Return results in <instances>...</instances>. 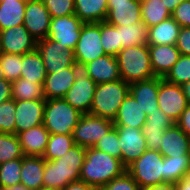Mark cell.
Returning <instances> with one entry per match:
<instances>
[{"label": "cell", "instance_id": "1", "mask_svg": "<svg viewBox=\"0 0 190 190\" xmlns=\"http://www.w3.org/2000/svg\"><path fill=\"white\" fill-rule=\"evenodd\" d=\"M85 157L86 148L75 144L63 157L45 160L43 188L62 190L69 183L80 180Z\"/></svg>", "mask_w": 190, "mask_h": 190}, {"label": "cell", "instance_id": "2", "mask_svg": "<svg viewBox=\"0 0 190 190\" xmlns=\"http://www.w3.org/2000/svg\"><path fill=\"white\" fill-rule=\"evenodd\" d=\"M126 170L127 168L120 159L94 147H89L86 148V157L81 168L80 180L98 189L121 176Z\"/></svg>", "mask_w": 190, "mask_h": 190}, {"label": "cell", "instance_id": "3", "mask_svg": "<svg viewBox=\"0 0 190 190\" xmlns=\"http://www.w3.org/2000/svg\"><path fill=\"white\" fill-rule=\"evenodd\" d=\"M121 79L131 84L154 78L149 45H137L122 49L116 56Z\"/></svg>", "mask_w": 190, "mask_h": 190}, {"label": "cell", "instance_id": "4", "mask_svg": "<svg viewBox=\"0 0 190 190\" xmlns=\"http://www.w3.org/2000/svg\"><path fill=\"white\" fill-rule=\"evenodd\" d=\"M128 94L129 84L122 79L97 84L89 114L113 121Z\"/></svg>", "mask_w": 190, "mask_h": 190}, {"label": "cell", "instance_id": "5", "mask_svg": "<svg viewBox=\"0 0 190 190\" xmlns=\"http://www.w3.org/2000/svg\"><path fill=\"white\" fill-rule=\"evenodd\" d=\"M81 115L63 98L46 99L43 125L50 134H72Z\"/></svg>", "mask_w": 190, "mask_h": 190}, {"label": "cell", "instance_id": "6", "mask_svg": "<svg viewBox=\"0 0 190 190\" xmlns=\"http://www.w3.org/2000/svg\"><path fill=\"white\" fill-rule=\"evenodd\" d=\"M163 161L164 157L158 150L147 149L126 171L141 189L164 184Z\"/></svg>", "mask_w": 190, "mask_h": 190}, {"label": "cell", "instance_id": "7", "mask_svg": "<svg viewBox=\"0 0 190 190\" xmlns=\"http://www.w3.org/2000/svg\"><path fill=\"white\" fill-rule=\"evenodd\" d=\"M114 127L113 121L109 119L82 114L72 133L74 143L85 148L93 147Z\"/></svg>", "mask_w": 190, "mask_h": 190}, {"label": "cell", "instance_id": "8", "mask_svg": "<svg viewBox=\"0 0 190 190\" xmlns=\"http://www.w3.org/2000/svg\"><path fill=\"white\" fill-rule=\"evenodd\" d=\"M104 55L106 54L101 44V22L84 23L74 50L76 64L82 68L86 63Z\"/></svg>", "mask_w": 190, "mask_h": 190}, {"label": "cell", "instance_id": "9", "mask_svg": "<svg viewBox=\"0 0 190 190\" xmlns=\"http://www.w3.org/2000/svg\"><path fill=\"white\" fill-rule=\"evenodd\" d=\"M84 22L75 14L51 18L48 38L65 49L75 50Z\"/></svg>", "mask_w": 190, "mask_h": 190}, {"label": "cell", "instance_id": "10", "mask_svg": "<svg viewBox=\"0 0 190 190\" xmlns=\"http://www.w3.org/2000/svg\"><path fill=\"white\" fill-rule=\"evenodd\" d=\"M36 49L43 59L46 73H54L76 64L74 51L65 49L48 37L37 41Z\"/></svg>", "mask_w": 190, "mask_h": 190}, {"label": "cell", "instance_id": "11", "mask_svg": "<svg viewBox=\"0 0 190 190\" xmlns=\"http://www.w3.org/2000/svg\"><path fill=\"white\" fill-rule=\"evenodd\" d=\"M188 104L182 85L169 83L161 77L158 92L159 109L176 123Z\"/></svg>", "mask_w": 190, "mask_h": 190}, {"label": "cell", "instance_id": "12", "mask_svg": "<svg viewBox=\"0 0 190 190\" xmlns=\"http://www.w3.org/2000/svg\"><path fill=\"white\" fill-rule=\"evenodd\" d=\"M121 146V162L127 168L147 150L141 129L132 126H115Z\"/></svg>", "mask_w": 190, "mask_h": 190}, {"label": "cell", "instance_id": "13", "mask_svg": "<svg viewBox=\"0 0 190 190\" xmlns=\"http://www.w3.org/2000/svg\"><path fill=\"white\" fill-rule=\"evenodd\" d=\"M96 85L84 70L80 69L74 84L67 91L63 99L82 114H89Z\"/></svg>", "mask_w": 190, "mask_h": 190}, {"label": "cell", "instance_id": "14", "mask_svg": "<svg viewBox=\"0 0 190 190\" xmlns=\"http://www.w3.org/2000/svg\"><path fill=\"white\" fill-rule=\"evenodd\" d=\"M37 40L24 25H17L0 31L1 52L17 55L27 54L36 49Z\"/></svg>", "mask_w": 190, "mask_h": 190}, {"label": "cell", "instance_id": "15", "mask_svg": "<svg viewBox=\"0 0 190 190\" xmlns=\"http://www.w3.org/2000/svg\"><path fill=\"white\" fill-rule=\"evenodd\" d=\"M51 16L43 0H27L23 25L38 41L48 37Z\"/></svg>", "mask_w": 190, "mask_h": 190}, {"label": "cell", "instance_id": "16", "mask_svg": "<svg viewBox=\"0 0 190 190\" xmlns=\"http://www.w3.org/2000/svg\"><path fill=\"white\" fill-rule=\"evenodd\" d=\"M46 99L16 101L15 134L43 124Z\"/></svg>", "mask_w": 190, "mask_h": 190}, {"label": "cell", "instance_id": "17", "mask_svg": "<svg viewBox=\"0 0 190 190\" xmlns=\"http://www.w3.org/2000/svg\"><path fill=\"white\" fill-rule=\"evenodd\" d=\"M105 21L114 26L141 22V2L139 0H108Z\"/></svg>", "mask_w": 190, "mask_h": 190}, {"label": "cell", "instance_id": "18", "mask_svg": "<svg viewBox=\"0 0 190 190\" xmlns=\"http://www.w3.org/2000/svg\"><path fill=\"white\" fill-rule=\"evenodd\" d=\"M80 69L77 64H74L58 72L47 73L43 83L44 98H63L74 84Z\"/></svg>", "mask_w": 190, "mask_h": 190}, {"label": "cell", "instance_id": "19", "mask_svg": "<svg viewBox=\"0 0 190 190\" xmlns=\"http://www.w3.org/2000/svg\"><path fill=\"white\" fill-rule=\"evenodd\" d=\"M160 83L161 77H154L129 84V93L139 103L147 116L159 110L158 92Z\"/></svg>", "mask_w": 190, "mask_h": 190}, {"label": "cell", "instance_id": "20", "mask_svg": "<svg viewBox=\"0 0 190 190\" xmlns=\"http://www.w3.org/2000/svg\"><path fill=\"white\" fill-rule=\"evenodd\" d=\"M81 69L96 83L114 82L121 79L117 58L101 56L86 63Z\"/></svg>", "mask_w": 190, "mask_h": 190}, {"label": "cell", "instance_id": "21", "mask_svg": "<svg viewBox=\"0 0 190 190\" xmlns=\"http://www.w3.org/2000/svg\"><path fill=\"white\" fill-rule=\"evenodd\" d=\"M158 151L163 157H182L190 154V137L176 124L167 128L161 136Z\"/></svg>", "mask_w": 190, "mask_h": 190}, {"label": "cell", "instance_id": "22", "mask_svg": "<svg viewBox=\"0 0 190 190\" xmlns=\"http://www.w3.org/2000/svg\"><path fill=\"white\" fill-rule=\"evenodd\" d=\"M149 55L154 76L164 78L178 61L180 52L176 45H149Z\"/></svg>", "mask_w": 190, "mask_h": 190}, {"label": "cell", "instance_id": "23", "mask_svg": "<svg viewBox=\"0 0 190 190\" xmlns=\"http://www.w3.org/2000/svg\"><path fill=\"white\" fill-rule=\"evenodd\" d=\"M50 133L43 124L17 134L24 155L43 156Z\"/></svg>", "mask_w": 190, "mask_h": 190}, {"label": "cell", "instance_id": "24", "mask_svg": "<svg viewBox=\"0 0 190 190\" xmlns=\"http://www.w3.org/2000/svg\"><path fill=\"white\" fill-rule=\"evenodd\" d=\"M147 120V115L139 103L129 93L119 107L118 113L113 120L115 126H132L141 129Z\"/></svg>", "mask_w": 190, "mask_h": 190}, {"label": "cell", "instance_id": "25", "mask_svg": "<svg viewBox=\"0 0 190 190\" xmlns=\"http://www.w3.org/2000/svg\"><path fill=\"white\" fill-rule=\"evenodd\" d=\"M45 160L42 156L24 155L22 158L20 183L30 190L43 188Z\"/></svg>", "mask_w": 190, "mask_h": 190}, {"label": "cell", "instance_id": "26", "mask_svg": "<svg viewBox=\"0 0 190 190\" xmlns=\"http://www.w3.org/2000/svg\"><path fill=\"white\" fill-rule=\"evenodd\" d=\"M181 26L172 18L148 28V45H176Z\"/></svg>", "mask_w": 190, "mask_h": 190}, {"label": "cell", "instance_id": "27", "mask_svg": "<svg viewBox=\"0 0 190 190\" xmlns=\"http://www.w3.org/2000/svg\"><path fill=\"white\" fill-rule=\"evenodd\" d=\"M75 15L84 23L105 21L108 13V0H74Z\"/></svg>", "mask_w": 190, "mask_h": 190}, {"label": "cell", "instance_id": "28", "mask_svg": "<svg viewBox=\"0 0 190 190\" xmlns=\"http://www.w3.org/2000/svg\"><path fill=\"white\" fill-rule=\"evenodd\" d=\"M27 0H0V31L23 25Z\"/></svg>", "mask_w": 190, "mask_h": 190}, {"label": "cell", "instance_id": "29", "mask_svg": "<svg viewBox=\"0 0 190 190\" xmlns=\"http://www.w3.org/2000/svg\"><path fill=\"white\" fill-rule=\"evenodd\" d=\"M46 75L43 59L37 49L22 55L20 78L34 83H44Z\"/></svg>", "mask_w": 190, "mask_h": 190}, {"label": "cell", "instance_id": "30", "mask_svg": "<svg viewBox=\"0 0 190 190\" xmlns=\"http://www.w3.org/2000/svg\"><path fill=\"white\" fill-rule=\"evenodd\" d=\"M164 183L175 184L190 171V154L182 157H164Z\"/></svg>", "mask_w": 190, "mask_h": 190}, {"label": "cell", "instance_id": "31", "mask_svg": "<svg viewBox=\"0 0 190 190\" xmlns=\"http://www.w3.org/2000/svg\"><path fill=\"white\" fill-rule=\"evenodd\" d=\"M120 32V42L122 49L147 44L148 27L141 21L139 23L115 26Z\"/></svg>", "mask_w": 190, "mask_h": 190}, {"label": "cell", "instance_id": "32", "mask_svg": "<svg viewBox=\"0 0 190 190\" xmlns=\"http://www.w3.org/2000/svg\"><path fill=\"white\" fill-rule=\"evenodd\" d=\"M11 87L12 99L16 101L44 99L43 83L19 78Z\"/></svg>", "mask_w": 190, "mask_h": 190}, {"label": "cell", "instance_id": "33", "mask_svg": "<svg viewBox=\"0 0 190 190\" xmlns=\"http://www.w3.org/2000/svg\"><path fill=\"white\" fill-rule=\"evenodd\" d=\"M75 145L72 134H50L44 160L53 161L63 157Z\"/></svg>", "mask_w": 190, "mask_h": 190}, {"label": "cell", "instance_id": "34", "mask_svg": "<svg viewBox=\"0 0 190 190\" xmlns=\"http://www.w3.org/2000/svg\"><path fill=\"white\" fill-rule=\"evenodd\" d=\"M141 15L142 21L148 28L172 16L162 0H150L141 3Z\"/></svg>", "mask_w": 190, "mask_h": 190}, {"label": "cell", "instance_id": "35", "mask_svg": "<svg viewBox=\"0 0 190 190\" xmlns=\"http://www.w3.org/2000/svg\"><path fill=\"white\" fill-rule=\"evenodd\" d=\"M101 44L106 55L116 57L122 50L119 30L106 21L101 22Z\"/></svg>", "mask_w": 190, "mask_h": 190}, {"label": "cell", "instance_id": "36", "mask_svg": "<svg viewBox=\"0 0 190 190\" xmlns=\"http://www.w3.org/2000/svg\"><path fill=\"white\" fill-rule=\"evenodd\" d=\"M23 157L24 154L17 135L0 133V164Z\"/></svg>", "mask_w": 190, "mask_h": 190}, {"label": "cell", "instance_id": "37", "mask_svg": "<svg viewBox=\"0 0 190 190\" xmlns=\"http://www.w3.org/2000/svg\"><path fill=\"white\" fill-rule=\"evenodd\" d=\"M22 159L0 164V187H13L21 181Z\"/></svg>", "mask_w": 190, "mask_h": 190}, {"label": "cell", "instance_id": "38", "mask_svg": "<svg viewBox=\"0 0 190 190\" xmlns=\"http://www.w3.org/2000/svg\"><path fill=\"white\" fill-rule=\"evenodd\" d=\"M0 63L4 78L8 82H14L20 78L22 67V55L0 53Z\"/></svg>", "mask_w": 190, "mask_h": 190}, {"label": "cell", "instance_id": "39", "mask_svg": "<svg viewBox=\"0 0 190 190\" xmlns=\"http://www.w3.org/2000/svg\"><path fill=\"white\" fill-rule=\"evenodd\" d=\"M163 79L177 85L188 82L190 80V56L180 55L178 61Z\"/></svg>", "mask_w": 190, "mask_h": 190}, {"label": "cell", "instance_id": "40", "mask_svg": "<svg viewBox=\"0 0 190 190\" xmlns=\"http://www.w3.org/2000/svg\"><path fill=\"white\" fill-rule=\"evenodd\" d=\"M15 107L14 99L0 103V133L15 134Z\"/></svg>", "mask_w": 190, "mask_h": 190}, {"label": "cell", "instance_id": "41", "mask_svg": "<svg viewBox=\"0 0 190 190\" xmlns=\"http://www.w3.org/2000/svg\"><path fill=\"white\" fill-rule=\"evenodd\" d=\"M93 147L121 160V146L115 127L109 133L105 134Z\"/></svg>", "mask_w": 190, "mask_h": 190}, {"label": "cell", "instance_id": "42", "mask_svg": "<svg viewBox=\"0 0 190 190\" xmlns=\"http://www.w3.org/2000/svg\"><path fill=\"white\" fill-rule=\"evenodd\" d=\"M51 18L75 14L74 0H43Z\"/></svg>", "mask_w": 190, "mask_h": 190}, {"label": "cell", "instance_id": "43", "mask_svg": "<svg viewBox=\"0 0 190 190\" xmlns=\"http://www.w3.org/2000/svg\"><path fill=\"white\" fill-rule=\"evenodd\" d=\"M97 190H142L133 177L125 171L121 176L116 177L108 184L99 187Z\"/></svg>", "mask_w": 190, "mask_h": 190}, {"label": "cell", "instance_id": "44", "mask_svg": "<svg viewBox=\"0 0 190 190\" xmlns=\"http://www.w3.org/2000/svg\"><path fill=\"white\" fill-rule=\"evenodd\" d=\"M146 125L155 129H167L173 126L175 123L160 109L148 114Z\"/></svg>", "mask_w": 190, "mask_h": 190}, {"label": "cell", "instance_id": "45", "mask_svg": "<svg viewBox=\"0 0 190 190\" xmlns=\"http://www.w3.org/2000/svg\"><path fill=\"white\" fill-rule=\"evenodd\" d=\"M165 130L166 129L150 128L146 124L141 128L142 134L146 139L147 149L158 150L160 148L161 136L164 134Z\"/></svg>", "mask_w": 190, "mask_h": 190}, {"label": "cell", "instance_id": "46", "mask_svg": "<svg viewBox=\"0 0 190 190\" xmlns=\"http://www.w3.org/2000/svg\"><path fill=\"white\" fill-rule=\"evenodd\" d=\"M181 27H190V0H184L171 16Z\"/></svg>", "mask_w": 190, "mask_h": 190}, {"label": "cell", "instance_id": "47", "mask_svg": "<svg viewBox=\"0 0 190 190\" xmlns=\"http://www.w3.org/2000/svg\"><path fill=\"white\" fill-rule=\"evenodd\" d=\"M176 47L180 55L190 56V27H181Z\"/></svg>", "mask_w": 190, "mask_h": 190}, {"label": "cell", "instance_id": "48", "mask_svg": "<svg viewBox=\"0 0 190 190\" xmlns=\"http://www.w3.org/2000/svg\"><path fill=\"white\" fill-rule=\"evenodd\" d=\"M175 124L190 137V104L182 112Z\"/></svg>", "mask_w": 190, "mask_h": 190}, {"label": "cell", "instance_id": "49", "mask_svg": "<svg viewBox=\"0 0 190 190\" xmlns=\"http://www.w3.org/2000/svg\"><path fill=\"white\" fill-rule=\"evenodd\" d=\"M11 88V82L0 79V103L12 99Z\"/></svg>", "mask_w": 190, "mask_h": 190}, {"label": "cell", "instance_id": "50", "mask_svg": "<svg viewBox=\"0 0 190 190\" xmlns=\"http://www.w3.org/2000/svg\"><path fill=\"white\" fill-rule=\"evenodd\" d=\"M62 190H97V188L90 186L89 184L85 183L84 181L78 180V181L69 183Z\"/></svg>", "mask_w": 190, "mask_h": 190}, {"label": "cell", "instance_id": "51", "mask_svg": "<svg viewBox=\"0 0 190 190\" xmlns=\"http://www.w3.org/2000/svg\"><path fill=\"white\" fill-rule=\"evenodd\" d=\"M173 190H190V171L184 178L173 184Z\"/></svg>", "mask_w": 190, "mask_h": 190}, {"label": "cell", "instance_id": "52", "mask_svg": "<svg viewBox=\"0 0 190 190\" xmlns=\"http://www.w3.org/2000/svg\"><path fill=\"white\" fill-rule=\"evenodd\" d=\"M168 9V11L172 14L175 8L184 0H162Z\"/></svg>", "mask_w": 190, "mask_h": 190}, {"label": "cell", "instance_id": "53", "mask_svg": "<svg viewBox=\"0 0 190 190\" xmlns=\"http://www.w3.org/2000/svg\"><path fill=\"white\" fill-rule=\"evenodd\" d=\"M142 190H173V185L164 183V184H160V185L146 187Z\"/></svg>", "mask_w": 190, "mask_h": 190}, {"label": "cell", "instance_id": "54", "mask_svg": "<svg viewBox=\"0 0 190 190\" xmlns=\"http://www.w3.org/2000/svg\"><path fill=\"white\" fill-rule=\"evenodd\" d=\"M185 98L187 99V102L190 104V80L188 82H185L182 85Z\"/></svg>", "mask_w": 190, "mask_h": 190}, {"label": "cell", "instance_id": "55", "mask_svg": "<svg viewBox=\"0 0 190 190\" xmlns=\"http://www.w3.org/2000/svg\"><path fill=\"white\" fill-rule=\"evenodd\" d=\"M0 190H30V189H28L27 187H25L20 183L13 187H0Z\"/></svg>", "mask_w": 190, "mask_h": 190}, {"label": "cell", "instance_id": "56", "mask_svg": "<svg viewBox=\"0 0 190 190\" xmlns=\"http://www.w3.org/2000/svg\"><path fill=\"white\" fill-rule=\"evenodd\" d=\"M4 75H3V69L1 67V63H0V79H3Z\"/></svg>", "mask_w": 190, "mask_h": 190}, {"label": "cell", "instance_id": "57", "mask_svg": "<svg viewBox=\"0 0 190 190\" xmlns=\"http://www.w3.org/2000/svg\"><path fill=\"white\" fill-rule=\"evenodd\" d=\"M40 190H61V189H57V188H42Z\"/></svg>", "mask_w": 190, "mask_h": 190}, {"label": "cell", "instance_id": "58", "mask_svg": "<svg viewBox=\"0 0 190 190\" xmlns=\"http://www.w3.org/2000/svg\"><path fill=\"white\" fill-rule=\"evenodd\" d=\"M141 3L148 2L150 0H139Z\"/></svg>", "mask_w": 190, "mask_h": 190}]
</instances>
